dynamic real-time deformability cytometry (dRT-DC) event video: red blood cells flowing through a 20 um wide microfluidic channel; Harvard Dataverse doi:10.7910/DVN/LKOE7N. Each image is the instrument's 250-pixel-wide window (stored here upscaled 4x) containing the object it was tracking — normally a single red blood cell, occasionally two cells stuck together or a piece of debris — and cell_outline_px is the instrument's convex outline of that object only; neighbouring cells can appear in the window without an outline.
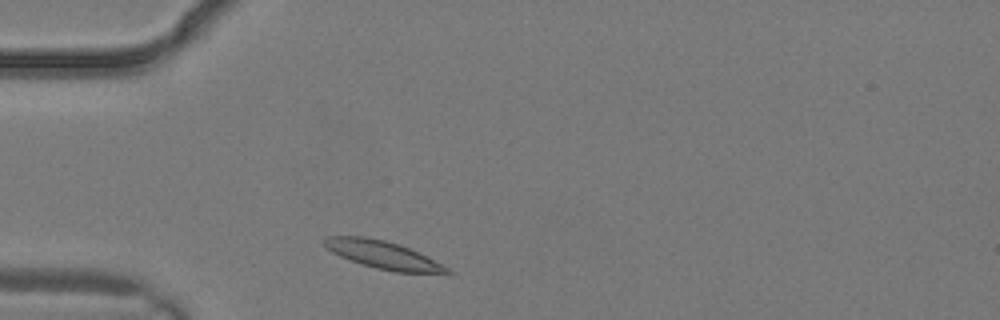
{"species": "common noctule bat (a hibernating species)", "species_latin": "Nyctalus noctula", "temperature_condition": "warm", "stored_images_in_passage": 1, "camera_frame_rate_fps": 3000, "um_per_image_px": 0.085, "animal": {"sex": "male", "body_mass_g": 19.2, "forearm_length_mm": 51.8}, "frame": {"image": 1, "passage_image": 1, "time_ms": 0.0, "image_size_px": [1000, 320], "cell_outline_px": [[456, 272], [452, 276], [448, 276], [396, 272], [376, 268], [340, 256], [332, 252], [320, 240], [324, 236], [364, 236], [384, 240], [400, 244]], "centroid_in_image_um": [32.65, 21.7], "position_along_channel_um": 52.4, "area_um2": 20.17}}